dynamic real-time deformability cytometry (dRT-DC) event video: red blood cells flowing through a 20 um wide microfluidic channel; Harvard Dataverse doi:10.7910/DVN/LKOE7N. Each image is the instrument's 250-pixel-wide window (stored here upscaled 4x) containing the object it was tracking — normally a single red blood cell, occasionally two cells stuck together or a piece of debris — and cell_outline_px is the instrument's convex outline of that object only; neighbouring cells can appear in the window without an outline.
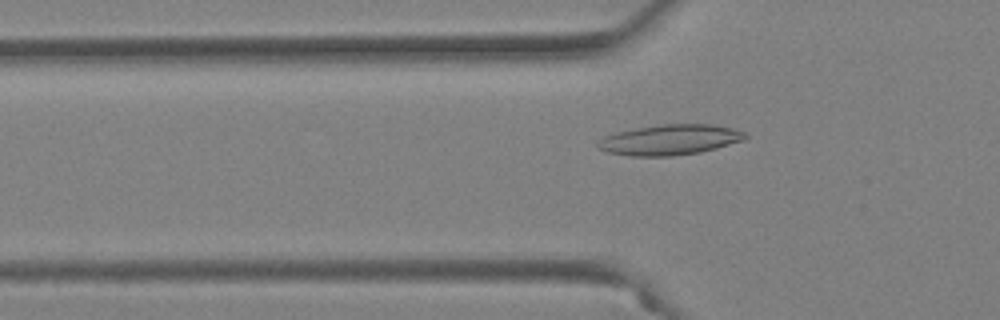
{"species": "Egyptian fruit bat (a non-hibernating species)", "species_latin": "Rousettus aegyptiacus", "temperature_condition": "warm", "stored_images_in_passage": 49, "camera_frame_rate_fps": 3000, "um_per_image_px": 0.085, "animal": {"sex": "female"}, "frame": {"image": 1, "passage_image": 16, "time_ms": 5.0, "image_size_px": [1000, 320], "cell_outline_px": [[748, 136], [744, 140], [716, 148], [700, 152], [672, 156], [632, 156], [608, 152], [596, 148], [596, 144], [604, 136], [616, 132], [660, 124], [712, 124], [732, 128], [744, 132]], "centroid_in_image_um": [56.93, 11.88], "position_along_channel_um": 68.9, "area_um2": 26.07}}
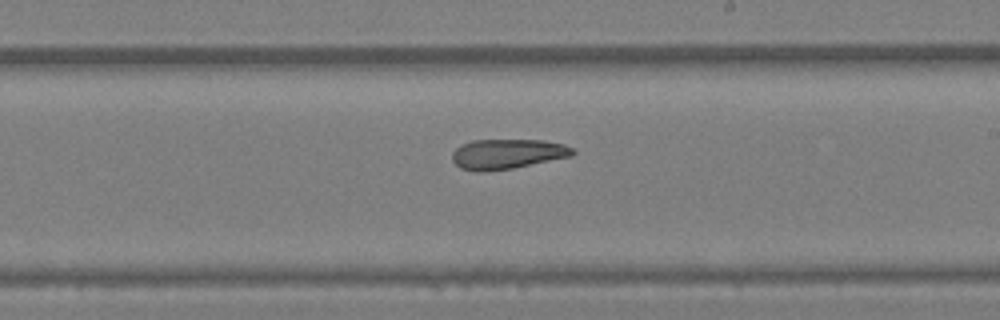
{"frame": {"image": 2, "passage_image": 29, "time_ms": 9.333, "image_size_px": [1000, 320], "cell_outline_px": [[576, 152], [572, 156], [512, 168], [484, 172], [476, 172], [460, 168], [452, 160], [452, 152], [460, 144], [472, 140], [544, 140], [564, 144], [572, 148]], "centroid_in_image_um": [43.09, 13.08], "position_along_channel_um": 245.9, "area_um2": 21.15}}
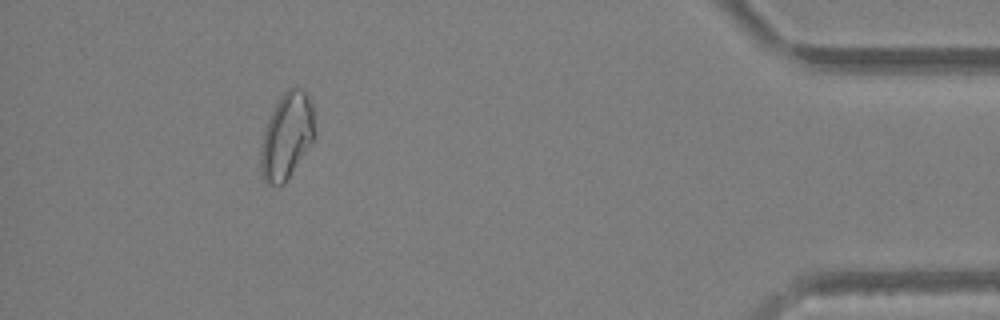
{"frame": {"image": 3, "passage_image": 45, "time_ms": 14.667, "image_size_px": [1000, 320], "cell_outline_px": [[316, 136], [284, 184], [264, 184], [260, 172], [260, 152], [264, 132], [268, 120], [280, 96], [292, 84], [296, 84], [304, 88], [312, 104], [316, 132]], "centroid_in_image_um": [24.39, 11.52], "position_along_channel_um": 410.8, "area_um2": 27.46}, "authors_computed_cell_mechanics": {"area_um2": 24.3916, "velocity_mm_per_s": 4.1092, "shape_relaxation_time_tau1_ms": null, "shape_relaxation_time_tau2_ms": 5.1269, "deformation_change_tau1": null, "deformation_change_tau2": 0.1491}}